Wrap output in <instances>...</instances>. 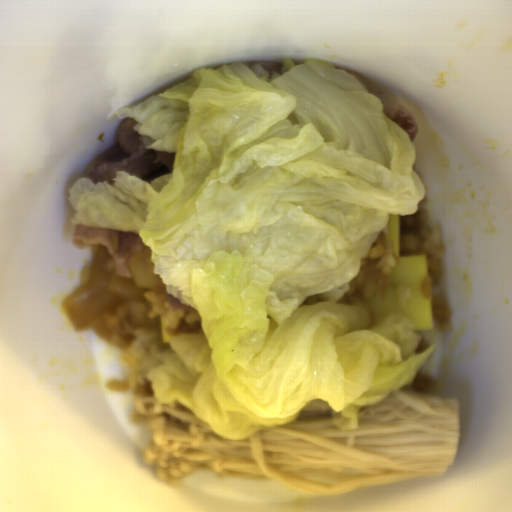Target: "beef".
<instances>
[{
    "label": "beef",
    "mask_w": 512,
    "mask_h": 512,
    "mask_svg": "<svg viewBox=\"0 0 512 512\" xmlns=\"http://www.w3.org/2000/svg\"><path fill=\"white\" fill-rule=\"evenodd\" d=\"M73 243L78 249H86L93 243H102L112 254L115 269L120 277L131 278L127 259L140 252L143 241L136 234L95 225L77 224L74 228Z\"/></svg>",
    "instance_id": "835553da"
},
{
    "label": "beef",
    "mask_w": 512,
    "mask_h": 512,
    "mask_svg": "<svg viewBox=\"0 0 512 512\" xmlns=\"http://www.w3.org/2000/svg\"><path fill=\"white\" fill-rule=\"evenodd\" d=\"M133 119L124 118L112 149L102 156L86 178L116 183L119 171H126L149 183L171 172L176 154L148 148L139 137Z\"/></svg>",
    "instance_id": "33117281"
},
{
    "label": "beef",
    "mask_w": 512,
    "mask_h": 512,
    "mask_svg": "<svg viewBox=\"0 0 512 512\" xmlns=\"http://www.w3.org/2000/svg\"><path fill=\"white\" fill-rule=\"evenodd\" d=\"M382 110L410 136L411 140L418 137L419 123L409 108L399 102L387 105Z\"/></svg>",
    "instance_id": "3709a7b0"
}]
</instances>
